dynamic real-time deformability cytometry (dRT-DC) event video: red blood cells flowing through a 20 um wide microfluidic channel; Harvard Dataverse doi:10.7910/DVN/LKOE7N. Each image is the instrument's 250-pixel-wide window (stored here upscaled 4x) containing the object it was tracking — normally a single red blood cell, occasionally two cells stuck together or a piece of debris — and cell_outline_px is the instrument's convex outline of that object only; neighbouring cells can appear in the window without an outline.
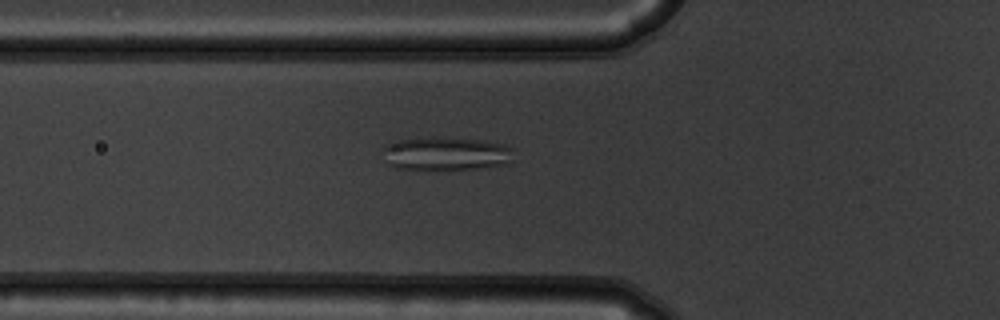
{"species": "common noctule bat (a hibernating species)", "species_latin": "Nyctalus noctula", "temperature_condition": "warm", "stored_images_in_passage": 55, "camera_frame_rate_fps": 3000, "um_per_image_px": 0.085, "animal": {"sex": "male", "body_mass_g": 19.5, "forearm_length_mm": 54.6}, "frame": {"image": 1, "passage_image": 20, "time_ms": 6.333, "image_size_px": [1000, 320], "cell_outline_px": [[512, 148], [508, 164], [480, 168], [396, 168], [388, 164], [380, 148], [384, 144], [400, 140], [432, 136], [436, 136], [480, 140], [500, 144]], "centroid_in_image_um": [37.83, 13.03], "position_along_channel_um": 88.0, "area_um2": 25.14}}
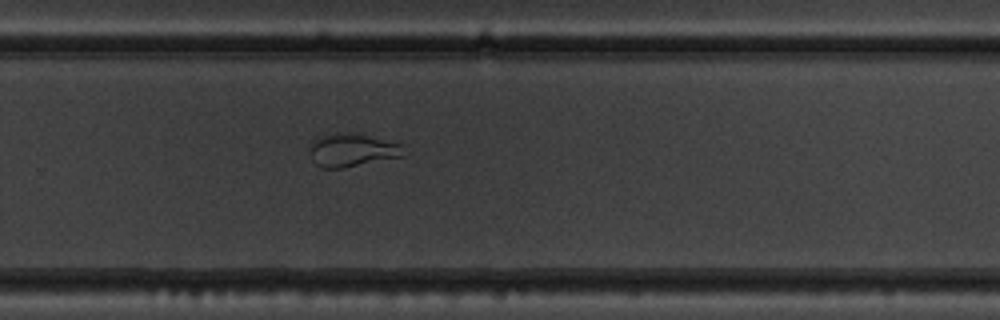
{"frame": {"image": 2, "passage_image": 37, "time_ms": 12.0, "image_size_px": [1000, 320], "cell_outline_px": [[404, 156], [340, 168], [320, 168], [312, 160], [308, 152], [308, 148], [320, 136], [332, 132], [348, 132], [368, 136], [400, 144]], "centroid_in_image_um": [29.84, 12.76], "position_along_channel_um": 300.0, "area_um2": 17.92}}
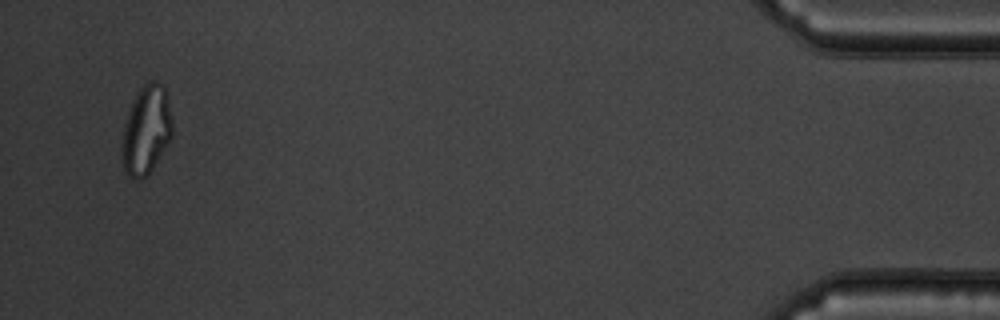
{"frame": {"image": 3, "passage_image": 53, "time_ms": 17.333, "image_size_px": [1000, 320], "cell_outline_px": [[172, 136], [148, 176], [140, 180], [136, 180], [128, 176], [124, 168], [120, 152], [120, 148], [124, 124], [132, 100], [136, 92], [144, 84], [152, 80], [156, 80], [164, 84], [168, 92], [172, 120]], "centroid_in_image_um": [12.43, 11.03], "position_along_channel_um": 422.8, "area_um2": 26.76}, "authors_computed_cell_mechanics": {"area_um2": 25.143, "velocity_mm_per_s": 3.7411, "shape_relaxation_time_tau1_ms": null, "shape_relaxation_time_tau2_ms": 1.1725, "deformation_change_tau1": null, "deformation_change_tau2": 0.0893}}